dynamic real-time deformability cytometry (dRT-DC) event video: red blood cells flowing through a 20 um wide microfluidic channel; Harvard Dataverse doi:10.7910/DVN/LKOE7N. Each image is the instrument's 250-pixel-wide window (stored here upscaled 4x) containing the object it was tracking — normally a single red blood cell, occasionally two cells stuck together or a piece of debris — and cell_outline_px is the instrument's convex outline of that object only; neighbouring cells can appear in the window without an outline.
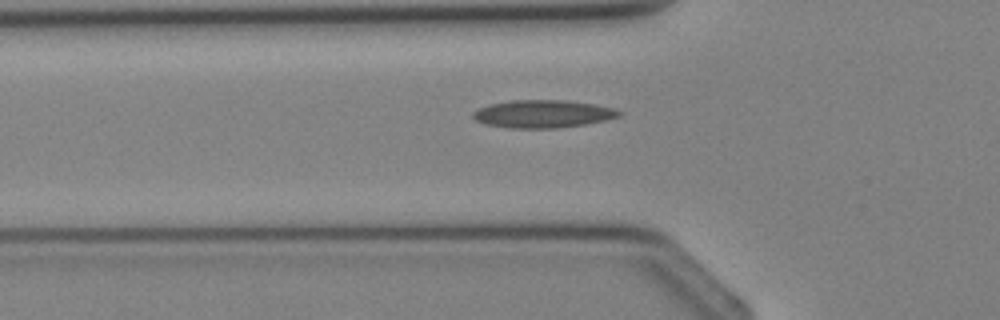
{"species": "Egyptian fruit bat (a non-hibernating species)", "species_latin": "Rousettus aegyptiacus", "temperature_condition": "cold", "stored_images_in_passage": 4, "camera_frame_rate_fps": 3000, "um_per_image_px": 0.085, "animal": {"sex": "female"}, "frame": {"image": 1, "passage_image": 4, "time_ms": 3.667, "image_size_px": [1000, 320], "cell_outline_px": [[624, 112], [620, 116], [608, 120], [584, 124], [556, 128], [508, 128], [484, 124], [476, 120], [472, 116], [472, 112], [488, 104], [512, 100], [564, 100], [592, 104], [616, 108]], "centroid_in_image_um": [46.16, 9.68], "position_along_channel_um": 79.6, "area_um2": 23.76}}